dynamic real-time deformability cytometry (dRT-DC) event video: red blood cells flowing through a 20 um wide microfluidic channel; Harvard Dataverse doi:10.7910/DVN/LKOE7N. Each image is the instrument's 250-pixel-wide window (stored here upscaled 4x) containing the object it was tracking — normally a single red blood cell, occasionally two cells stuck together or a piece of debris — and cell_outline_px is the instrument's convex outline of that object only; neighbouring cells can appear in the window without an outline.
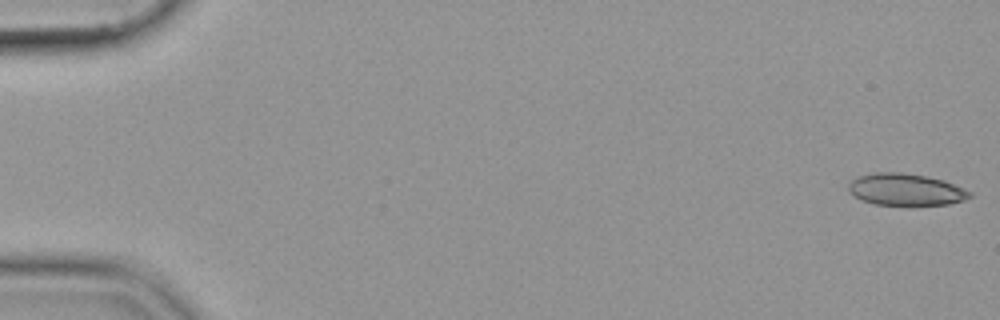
{"species": "common noctule bat (a hibernating species)", "species_latin": "Nyctalus noctula", "temperature_condition": "cold", "stored_images_in_passage": 55, "camera_frame_rate_fps": 3000, "um_per_image_px": 0.085, "animal": {"sex": "female", "body_mass_g": 19.9}, "frame": {"image": 1, "passage_image": 1, "time_ms": 0.0, "image_size_px": [1000, 320], "cell_outline_px": [[972, 196], [964, 200], [948, 204], [912, 208], [908, 208], [872, 204], [860, 200], [848, 192], [848, 184], [852, 180], [860, 176], [872, 172], [900, 172], [924, 176], [944, 180], [964, 188], [972, 192]], "centroid_in_image_um": [76.98, 16.17], "position_along_channel_um": 8.0, "area_um2": 23.58}}
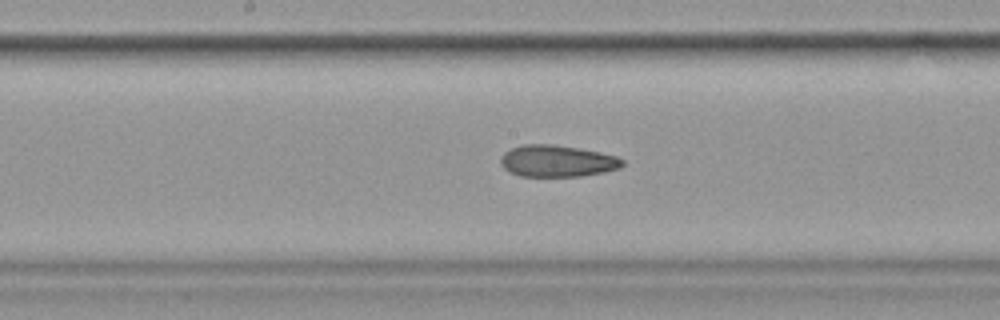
{"frame": {"image": 2, "passage_image": 29, "time_ms": 9.333, "image_size_px": [1000, 320], "cell_outline_px": [[624, 164], [620, 168], [604, 172], [580, 176], [520, 176], [508, 172], [500, 164], [500, 156], [504, 152], [512, 148], [524, 144], [552, 144], [600, 152], [616, 156], [624, 160]], "centroid_in_image_um": [47.33, 13.69], "position_along_channel_um": 200.9, "area_um2": 22.54}}
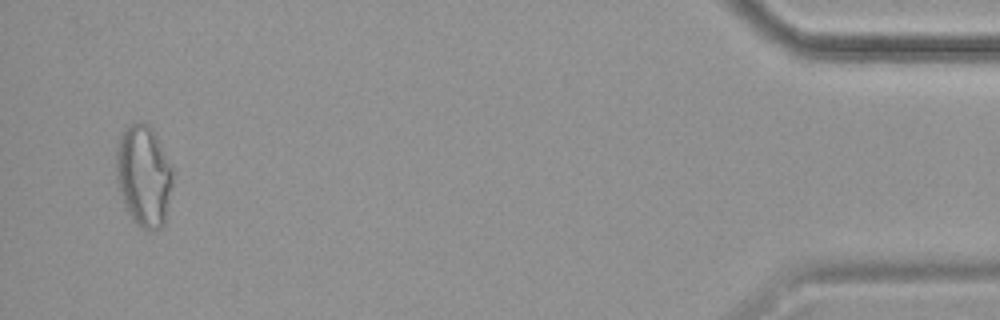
{"frame": {"image": 3, "passage_image": 53, "time_ms": 17.333, "image_size_px": [1000, 320], "cell_outline_px": [[172, 184], [164, 224], [160, 228], [152, 232], [148, 232], [136, 224], [132, 220], [124, 204], [116, 184], [116, 148], [120, 132], [124, 128], [132, 124], [148, 124], [152, 128], [172, 168]], "centroid_in_image_um": [12.18, 14.98], "position_along_channel_um": 423.0, "area_um2": 33.52}}